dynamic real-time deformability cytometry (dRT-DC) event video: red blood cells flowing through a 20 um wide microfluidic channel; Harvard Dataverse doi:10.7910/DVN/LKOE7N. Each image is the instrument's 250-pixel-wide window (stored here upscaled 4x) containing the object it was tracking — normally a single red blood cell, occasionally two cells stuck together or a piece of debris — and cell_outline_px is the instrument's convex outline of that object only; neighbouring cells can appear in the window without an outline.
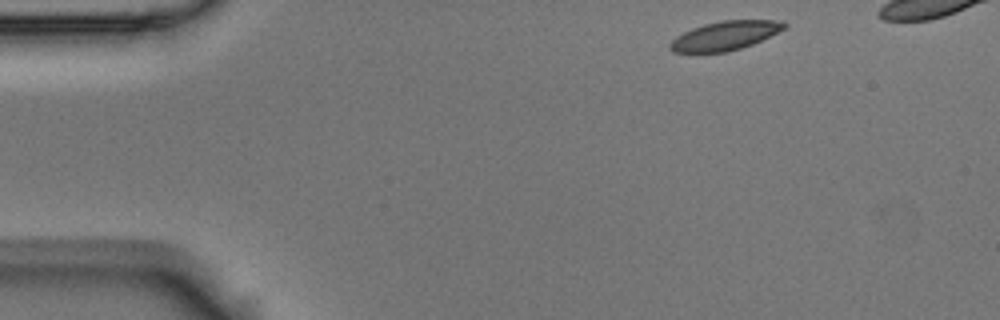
{"species": "Egyptian fruit bat (a non-hibernating species)", "species_latin": "Rousettus aegyptiacus", "temperature_condition": "room temperature", "stored_images_in_passage": 51, "camera_frame_rate_fps": 3000, "um_per_image_px": 0.085, "animal": {"sex": "male"}, "frame": {"image": 1, "passage_image": 1, "time_ms": 0.0, "image_size_px": [1000, 320], "cell_outline_px": [[788, 24], [784, 28], [752, 44], [728, 52], [672, 52], [668, 48], [668, 44], [676, 36], [692, 28], [704, 24], [720, 20], [784, 20]], "centroid_in_image_um": [61.59, 3.02], "position_along_channel_um": 23.4, "area_um2": 19.19}}
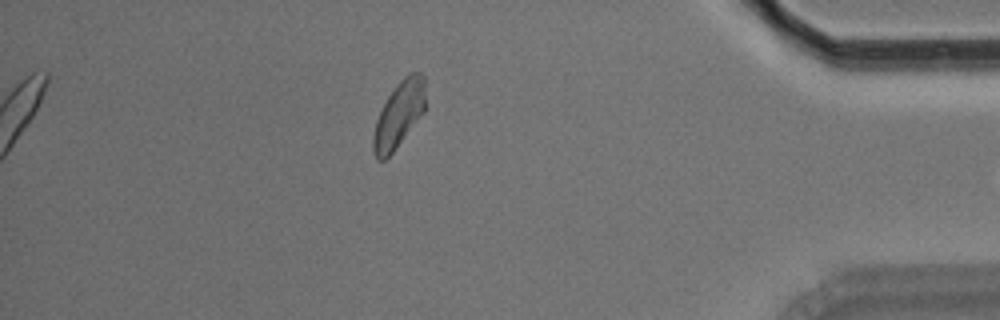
{"frame": {"image": 2, "passage_image": 50, "time_ms": 16.333, "image_size_px": [1000, 320], "cell_outline_px": [[424, 112], [392, 152], [384, 160], [376, 160], [372, 152], [372, 136], [376, 120], [388, 96], [396, 84], [408, 72], [420, 72], [424, 76]], "centroid_in_image_um": [33.88, 9.74], "position_along_channel_um": 401.3, "area_um2": 19.88}}